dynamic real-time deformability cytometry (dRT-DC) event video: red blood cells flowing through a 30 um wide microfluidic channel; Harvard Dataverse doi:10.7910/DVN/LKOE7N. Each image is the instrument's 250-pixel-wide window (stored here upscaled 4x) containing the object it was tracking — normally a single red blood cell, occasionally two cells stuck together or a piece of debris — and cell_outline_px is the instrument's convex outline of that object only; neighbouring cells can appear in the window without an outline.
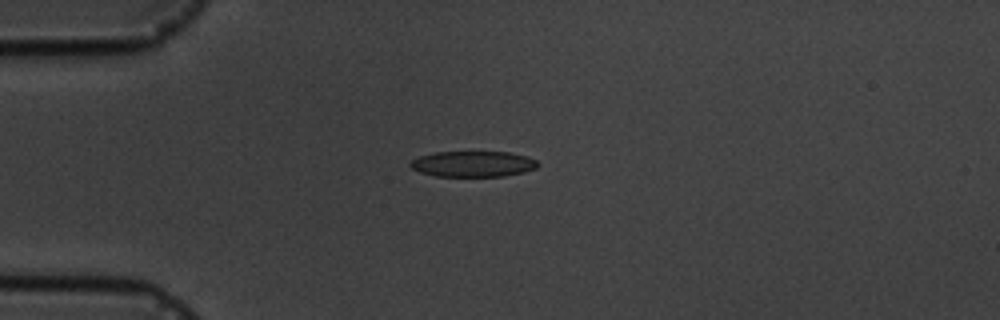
{"species": "common noctule bat (a hibernating species)", "species_latin": "Nyctalus noctula", "temperature_condition": "cold", "stored_images_in_passage": 4, "camera_frame_rate_fps": 3000, "um_per_image_px": 0.085, "animal": {"sex": "male", "body_mass_g": 19.5, "forearm_length_mm": 54.6}, "frame": {"image": 1, "passage_image": 1, "time_ms": 0.0, "image_size_px": [1000, 320], "cell_outline_px": [[540, 164], [536, 168], [524, 172], [504, 176], [436, 176], [420, 172], [412, 168], [408, 164], [412, 160], [420, 156], [436, 152], [508, 152], [528, 156], [536, 160]], "centroid_in_image_um": [40.23, 13.93], "position_along_channel_um": 44.8, "area_um2": 19.13}}
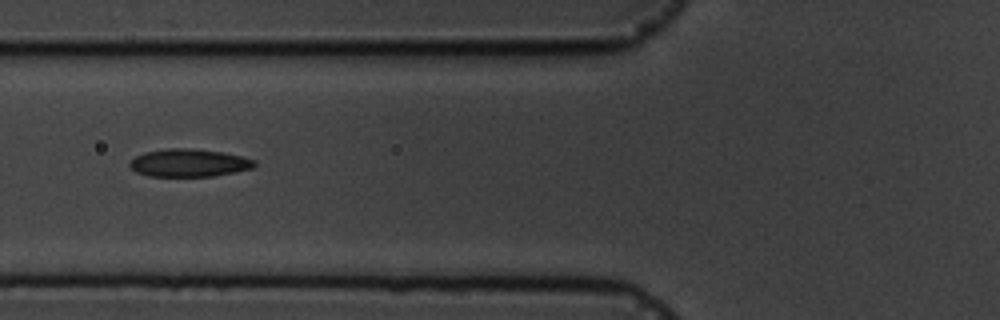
{"frame": {"image": 2, "passage_image": 3, "time_ms": 2.333, "image_size_px": [1000, 320], "cell_outline_px": [[256, 164], [252, 168], [236, 172], [212, 176], [148, 176], [136, 172], [128, 164], [136, 156], [144, 152], [168, 148], [188, 148], [220, 152], [240, 156], [256, 160]], "centroid_in_image_um": [16.05, 13.85], "position_along_channel_um": 109.7, "area_um2": 20.06}}
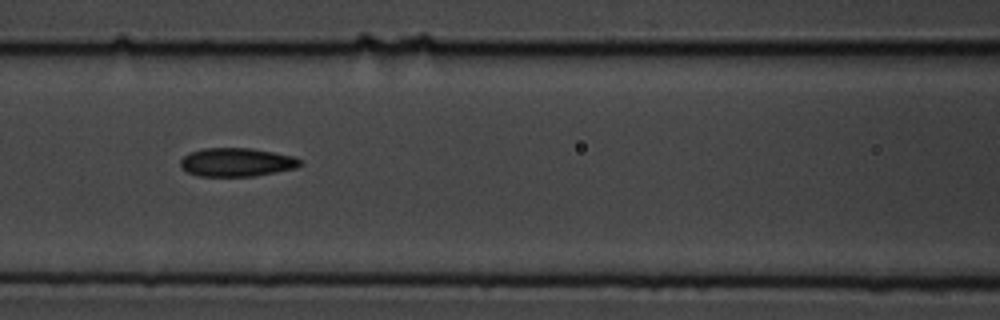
{"frame": {"image": 3, "passage_image": 4, "time_ms": 3.333, "image_size_px": [1000, 320], "cell_outline_px": [[304, 164], [296, 168], [256, 176], [200, 176], [188, 172], [180, 168], [180, 160], [188, 152], [204, 148], [252, 148], [292, 156], [300, 160]], "centroid_in_image_um": [20.1, 13.79], "position_along_channel_um": 146.5, "area_um2": 20.0}}